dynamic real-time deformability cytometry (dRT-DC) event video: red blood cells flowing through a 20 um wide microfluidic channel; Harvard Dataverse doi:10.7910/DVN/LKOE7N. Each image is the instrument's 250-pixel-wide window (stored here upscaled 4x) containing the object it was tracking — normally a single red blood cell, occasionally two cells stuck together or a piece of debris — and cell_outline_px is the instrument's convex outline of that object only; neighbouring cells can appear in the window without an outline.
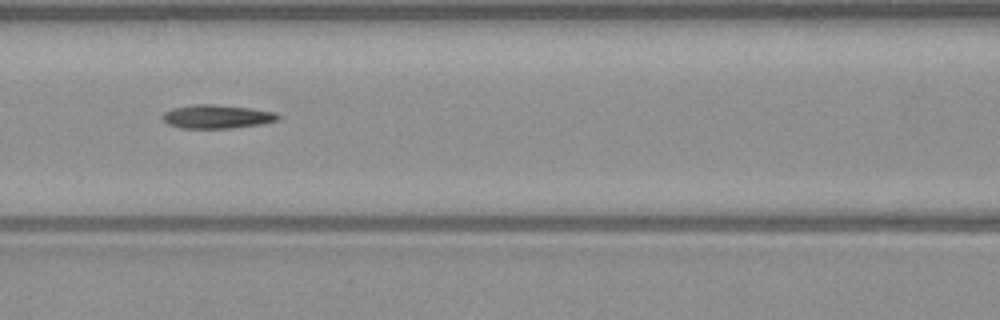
{"species": "common noctule bat (a hibernating species)", "species_latin": "Nyctalus noctula", "temperature_condition": "warm", "stored_images_in_passage": 9, "camera_frame_rate_fps": 3000, "um_per_image_px": 0.085, "animal": {"sex": "male", "body_mass_g": 23.1, "forearm_length_mm": 52.7}, "frame": {"image": 1, "passage_image": 6, "time_ms": 1.667, "image_size_px": [1000, 320], "cell_outline_px": [[280, 120], [260, 124], [228, 128], [180, 128], [168, 124], [160, 116], [164, 112], [172, 108], [192, 104], [216, 104], [248, 108], [276, 112], [280, 116]], "centroid_in_image_um": [18.41, 9.9], "position_along_channel_um": 148.2, "area_um2": 15.95}}